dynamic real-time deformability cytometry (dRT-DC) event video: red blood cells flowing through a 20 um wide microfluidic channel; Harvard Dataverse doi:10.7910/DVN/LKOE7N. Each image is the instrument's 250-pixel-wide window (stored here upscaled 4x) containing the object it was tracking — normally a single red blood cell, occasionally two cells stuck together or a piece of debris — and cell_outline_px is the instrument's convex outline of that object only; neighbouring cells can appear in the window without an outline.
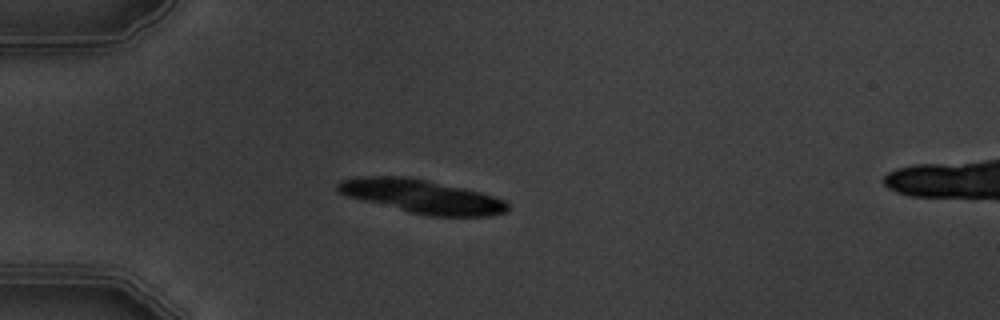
{"species": "common noctule bat (a hibernating species)", "species_latin": "Nyctalus noctula", "temperature_condition": "warm", "stored_images_in_passage": 3, "camera_frame_rate_fps": 3000, "um_per_image_px": 0.085, "animal": {"sex": "male", "body_mass_g": 19.5, "forearm_length_mm": 54.6}, "frame": {"image": 1, "passage_image": 3, "time_ms": 2.333, "image_size_px": [1000, 320], "cell_outline_px": [[508, 208], [504, 212], [488, 216], [432, 216], [412, 212], [348, 196], [340, 192], [336, 188], [336, 184], [340, 180], [356, 176], [404, 176], [464, 188], [480, 192], [504, 200], [508, 204]], "centroid_in_image_um": [35.84, 16.68], "position_along_channel_um": 49.2, "area_um2": 32.6}}